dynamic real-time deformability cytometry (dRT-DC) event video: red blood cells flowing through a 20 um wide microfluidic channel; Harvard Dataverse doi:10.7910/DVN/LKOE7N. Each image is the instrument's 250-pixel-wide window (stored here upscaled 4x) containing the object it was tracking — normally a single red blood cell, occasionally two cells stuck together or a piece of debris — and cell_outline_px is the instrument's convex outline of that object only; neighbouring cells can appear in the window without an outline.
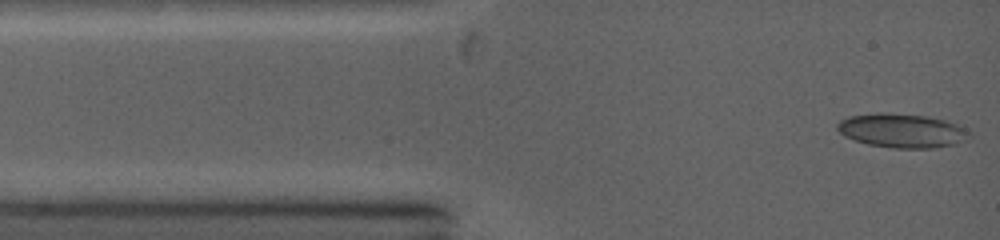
{"species": "common noctule bat (a hibernating species)", "species_latin": "Nyctalus noctula", "temperature_condition": "warm", "stored_images_in_passage": 12, "camera_frame_rate_fps": 5000, "um_per_image_px": 0.085, "animal": {"sex": "female", "body_mass_g": 19.0, "forearm_length_mm": 53.3}, "frame": {"image": 1, "passage_image": 1, "time_ms": 0.0, "image_size_px": [1000, 240], "cell_outline_px": [[972, 136], [968, 140], [956, 144], [932, 148], [892, 148], [868, 144], [844, 136], [836, 128], [836, 124], [840, 120], [848, 116], [876, 112], [888, 112], [928, 116], [948, 120], [972, 132]], "centroid_in_image_um": [76.7, 11.09], "position_along_channel_um": 8.3, "area_um2": 26.65}}
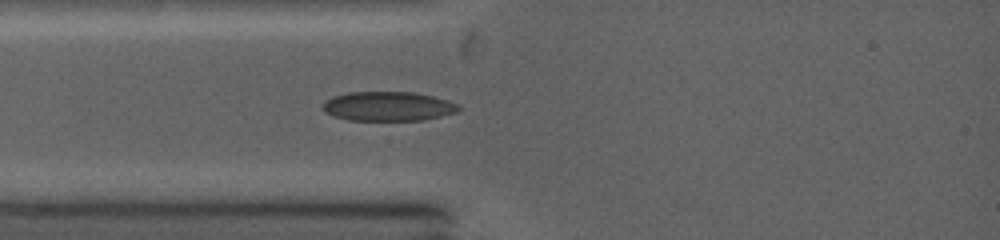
{"frame": {"image": 2, "passage_image": 10, "time_ms": 2.2, "image_size_px": [1000, 240], "cell_outline_px": [[460, 108], [456, 112], [424, 120], [348, 120], [332, 116], [324, 112], [320, 108], [324, 100], [332, 96], [348, 92], [412, 92], [432, 96], [448, 100], [456, 104]], "centroid_in_image_um": [32.9, 9.03], "position_along_channel_um": 52.1, "area_um2": 23.35}}